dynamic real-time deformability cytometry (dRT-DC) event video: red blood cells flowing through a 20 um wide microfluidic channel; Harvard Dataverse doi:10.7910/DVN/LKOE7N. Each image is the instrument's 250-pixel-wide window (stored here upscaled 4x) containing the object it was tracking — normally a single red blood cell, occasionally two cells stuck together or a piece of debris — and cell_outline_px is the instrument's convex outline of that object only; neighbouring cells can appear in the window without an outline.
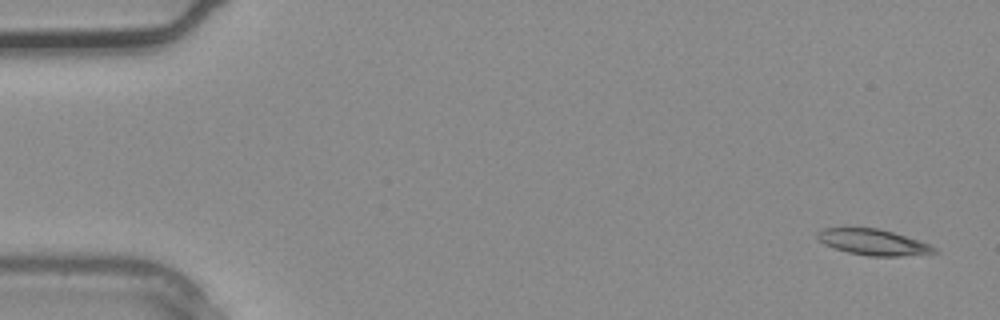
{"species": "common noctule bat (a hibernating species)", "species_latin": "Nyctalus noctula", "temperature_condition": "warm", "stored_images_in_passage": 3, "camera_frame_rate_fps": 3000, "um_per_image_px": 0.085, "animal": {"sex": "male", "body_mass_g": 20.4}, "frame": {"image": 1, "passage_image": 1, "time_ms": 0.0, "image_size_px": [1000, 320], "cell_outline_px": [[940, 252], [900, 256], [868, 256], [848, 252], [824, 244], [816, 236], [816, 232], [824, 228], [876, 228], [892, 232], [928, 244], [936, 248]], "centroid_in_image_um": [74.19, 20.59], "position_along_channel_um": 10.8, "area_um2": 17.28}}
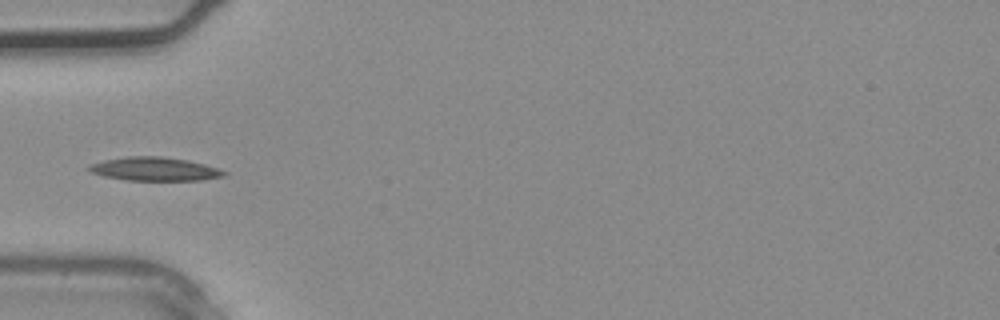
{"frame": {"image": 2, "passage_image": 3, "time_ms": 0.667, "image_size_px": [1000, 320], "cell_outline_px": [[228, 172], [224, 176], [200, 180], [128, 180], [104, 176], [92, 172], [84, 168], [88, 164], [104, 160], [128, 156], [160, 156], [188, 160], [204, 164]], "centroid_in_image_um": [13.1, 14.36], "position_along_channel_um": 71.9, "area_um2": 18.5}}